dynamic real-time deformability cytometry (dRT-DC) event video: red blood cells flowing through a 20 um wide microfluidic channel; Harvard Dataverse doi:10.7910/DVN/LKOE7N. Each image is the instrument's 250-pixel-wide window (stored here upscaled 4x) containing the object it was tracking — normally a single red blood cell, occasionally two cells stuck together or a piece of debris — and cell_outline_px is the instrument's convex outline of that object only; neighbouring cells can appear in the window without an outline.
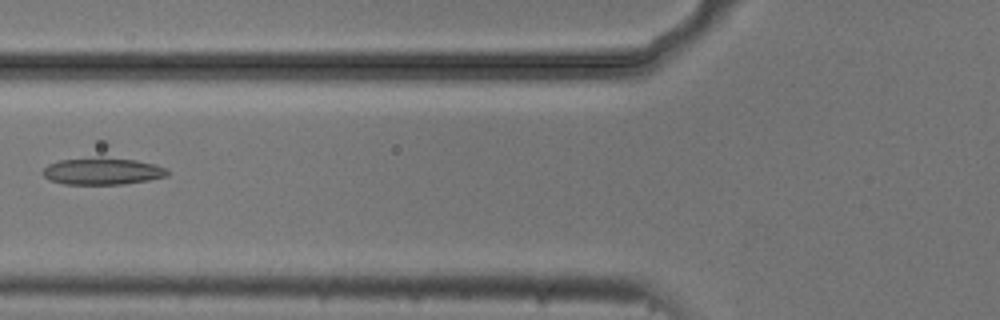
{"species": "common noctule bat (a hibernating species)", "species_latin": "Nyctalus noctula", "temperature_condition": "cold", "stored_images_in_passage": 7, "camera_frame_rate_fps": 3000, "um_per_image_px": 0.085, "animal": {"sex": "male", "body_mass_g": 20.5, "forearm_length_mm": 52.5}, "frame": {"image": 1, "passage_image": 5, "time_ms": 1.333, "image_size_px": [1000, 320], "cell_outline_px": [[168, 176], [148, 180], [124, 184], [64, 184], [52, 180], [44, 176], [40, 172], [48, 164], [104, 140], [168, 168]], "centroid_in_image_um": [8.8, 14.18], "position_along_channel_um": 117.0, "area_um2": 25.72}}
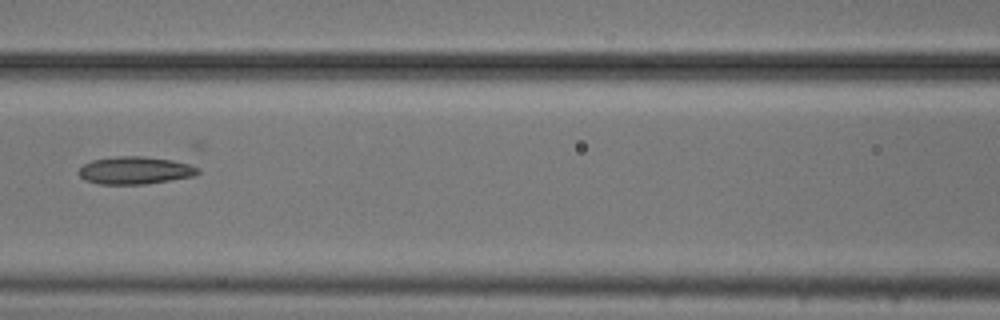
{"frame": {"image": 2, "passage_image": 6, "time_ms": 1.667, "image_size_px": [1000, 320], "cell_outline_px": [[200, 172], [192, 176], [144, 184], [100, 184], [84, 180], [76, 172], [84, 164], [92, 160], [116, 156], [140, 156], [172, 160], [188, 164], [200, 168]], "centroid_in_image_um": [11.43, 14.48], "position_along_channel_um": 155.2, "area_um2": 19.02}}